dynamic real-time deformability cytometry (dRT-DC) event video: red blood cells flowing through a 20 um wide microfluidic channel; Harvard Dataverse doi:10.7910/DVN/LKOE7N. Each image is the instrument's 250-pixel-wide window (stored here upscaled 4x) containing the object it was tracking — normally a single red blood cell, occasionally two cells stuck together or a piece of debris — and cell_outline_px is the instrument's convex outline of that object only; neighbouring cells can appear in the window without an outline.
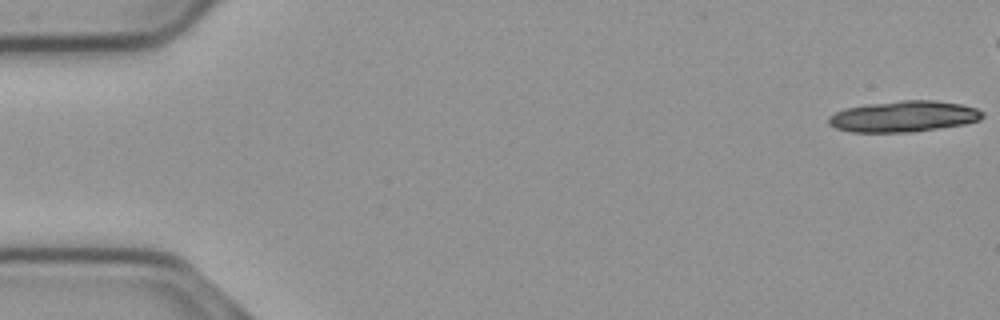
{"species": "common noctule bat (a hibernating species)", "species_latin": "Nyctalus noctula", "temperature_condition": "cold", "stored_images_in_passage": 20, "camera_frame_rate_fps": 3000, "um_per_image_px": 0.085, "animal": {"sex": "male", "body_mass_g": 23.1, "forearm_length_mm": 52.7}, "frame": {"image": 1, "passage_image": 1, "time_ms": 0.0, "image_size_px": [1000, 320], "cell_outline_px": [[984, 116], [980, 120], [964, 124], [916, 132], [848, 132], [836, 128], [828, 124], [828, 116], [844, 108], [868, 104], [904, 100], [932, 100], [960, 104], [976, 108], [984, 112]], "centroid_in_image_um": [76.8, 9.9], "position_along_channel_um": 8.2, "area_um2": 27.98}}